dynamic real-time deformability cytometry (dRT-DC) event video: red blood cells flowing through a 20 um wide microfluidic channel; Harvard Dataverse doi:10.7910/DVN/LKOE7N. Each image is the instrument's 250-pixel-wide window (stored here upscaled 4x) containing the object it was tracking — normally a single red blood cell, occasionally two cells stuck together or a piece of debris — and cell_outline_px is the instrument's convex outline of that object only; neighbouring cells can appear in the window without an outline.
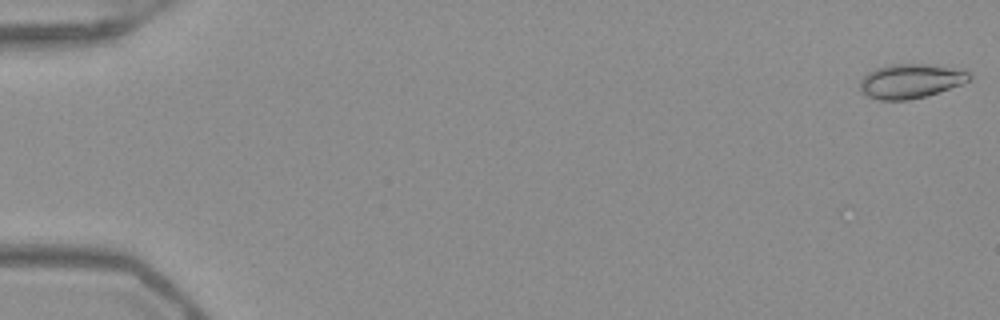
{"species": "Egyptian fruit bat (a non-hibernating species)", "species_latin": "Rousettus aegyptiacus", "temperature_condition": "warm", "stored_images_in_passage": 44, "camera_frame_rate_fps": 3000, "um_per_image_px": 0.085, "frame": {"image": 1, "passage_image": 1, "time_ms": 0.0, "image_size_px": [1000, 320], "cell_outline_px": [[972, 80], [964, 84], [924, 96], [908, 100], [880, 100], [868, 96], [860, 92], [860, 80], [868, 72], [876, 68], [888, 64], [924, 64], [964, 68], [972, 76]], "centroid_in_image_um": [77.45, 6.87], "position_along_channel_um": 7.6, "area_um2": 22.2}}
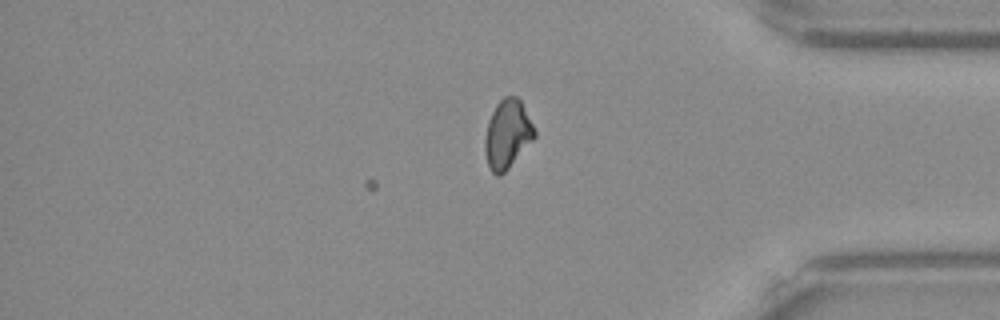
{"frame": {"image": 2, "passage_image": 44, "time_ms": 14.333, "image_size_px": [1000, 320], "cell_outline_px": [[536, 136], [508, 168], [500, 176], [496, 176], [488, 168], [484, 152], [484, 140], [488, 120], [496, 104], [504, 96], [516, 96], [520, 100], [536, 132]], "centroid_in_image_um": [43.09, 11.42], "position_along_channel_um": 392.1, "area_um2": 19.77}}